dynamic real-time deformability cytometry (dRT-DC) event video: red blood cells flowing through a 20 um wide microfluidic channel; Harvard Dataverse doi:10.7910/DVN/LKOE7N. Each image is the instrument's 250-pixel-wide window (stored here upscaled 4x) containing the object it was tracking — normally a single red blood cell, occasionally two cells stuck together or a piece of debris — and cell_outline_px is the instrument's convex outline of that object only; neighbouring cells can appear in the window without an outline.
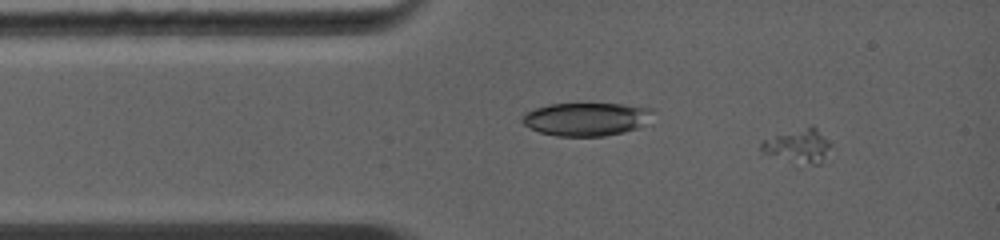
{"species": "common noctule bat (a hibernating species)", "species_latin": "Nyctalus noctula", "temperature_condition": "warm", "stored_images_in_passage": 8, "camera_frame_rate_fps": 5000, "um_per_image_px": 0.085, "animal": {"sex": "female", "body_mass_g": 19.0, "forearm_length_mm": 56.7}, "frame": {"image": 1, "passage_image": 1, "time_ms": 0.0, "image_size_px": [1000, 240], "cell_outline_px": [[832, 160], [820, 164], [812, 164], [760, 152], [760, 140], [808, 128], [816, 128], [832, 144]], "centroid_in_image_um": [67.98, 12.45], "position_along_channel_um": 17.0, "area_um2": 13.29}}
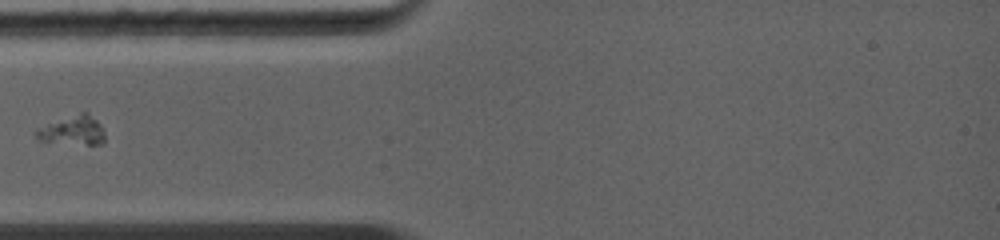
{"frame": {"image": 2, "passage_image": 4, "time_ms": 2.4, "image_size_px": [1000, 240], "cell_outline_px": [[104, 144], [88, 144], [40, 140], [32, 132], [36, 128], [80, 112], [88, 112], [104, 128]], "centroid_in_image_um": [6.2, 11.07], "position_along_channel_um": 78.8, "area_um2": 11.5}}
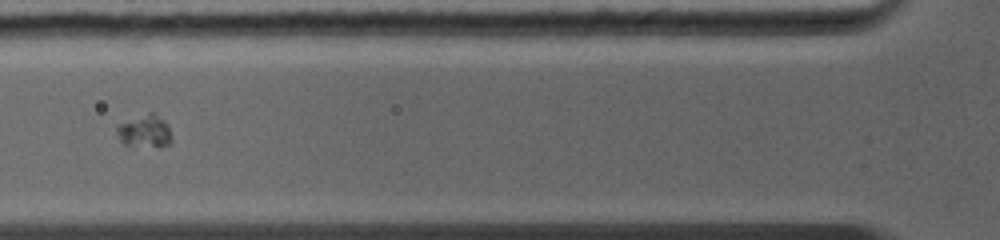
{"frame": {"image": 3, "passage_image": 5, "time_ms": 3.2, "image_size_px": [1000, 240], "cell_outline_px": [[172, 144], [124, 144], [116, 136], [116, 124], [148, 112], [156, 112], [164, 120], [172, 136]], "centroid_in_image_um": [12.27, 11.08], "position_along_channel_um": 113.5, "area_um2": 10.17}}